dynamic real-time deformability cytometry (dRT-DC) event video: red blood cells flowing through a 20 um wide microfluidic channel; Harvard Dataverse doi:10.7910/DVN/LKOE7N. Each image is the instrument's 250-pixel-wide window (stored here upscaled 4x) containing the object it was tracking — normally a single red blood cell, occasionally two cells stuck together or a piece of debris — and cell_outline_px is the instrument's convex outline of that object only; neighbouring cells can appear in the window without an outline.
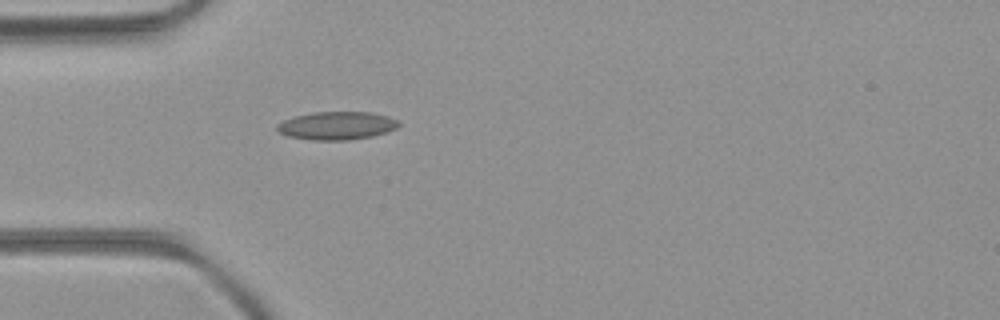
{"species": "common noctule bat (a hibernating species)", "species_latin": "Nyctalus noctula", "temperature_condition": "room temperature", "stored_images_in_passage": 37, "camera_frame_rate_fps": 3000, "um_per_image_px": 0.085, "animal": {"sex": "female", "body_mass_g": 21.9}, "frame": {"image": 1, "passage_image": 1, "time_ms": 0.0, "image_size_px": [1000, 320], "cell_outline_px": [[400, 124], [396, 128], [372, 136], [348, 140], [312, 140], [288, 136], [280, 132], [276, 128], [276, 124], [284, 120], [296, 116], [312, 112], [372, 112], [388, 116], [396, 120]], "centroid_in_image_um": [28.61, 10.67], "position_along_channel_um": 56.4, "area_um2": 19.77}}
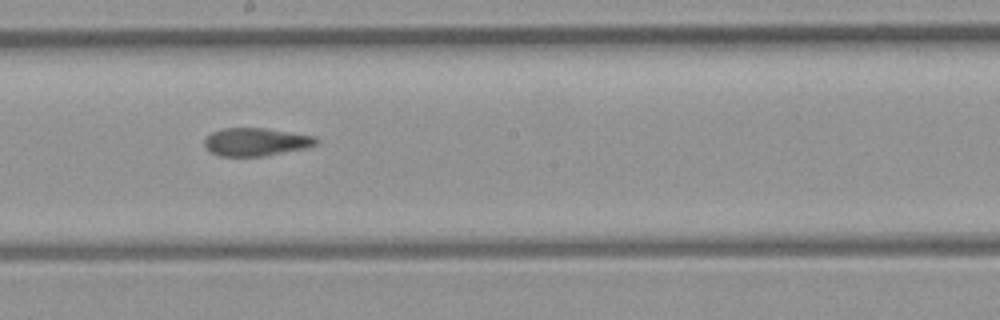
{"frame": {"image": 2, "passage_image": 14, "time_ms": 4.333, "image_size_px": [1000, 320], "cell_outline_px": [[320, 140], [316, 144], [304, 148], [264, 156], [220, 156], [212, 152], [204, 144], [204, 140], [212, 132], [224, 128], [264, 128], [316, 136]], "centroid_in_image_um": [21.77, 12.05], "position_along_channel_um": 226.4, "area_um2": 18.03}}
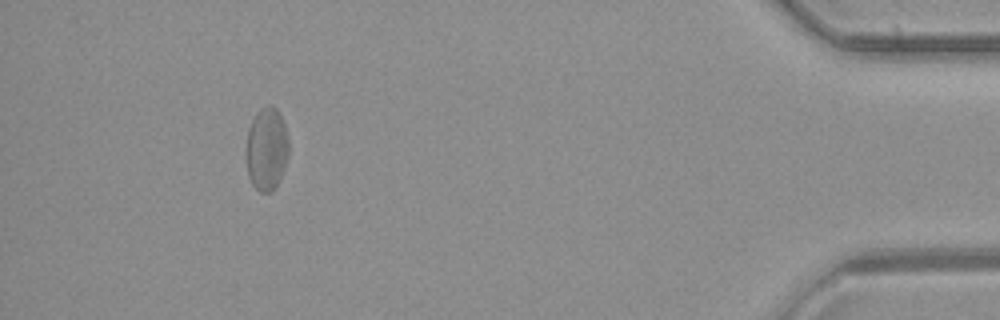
{"frame": {"image": 3, "passage_image": 33, "time_ms": 10.667, "image_size_px": [1000, 320], "cell_outline_px": [[288, 156], [276, 188], [268, 192], [260, 192], [252, 184], [248, 176], [248, 128], [256, 112], [260, 108], [268, 104], [272, 104], [276, 108], [284, 124], [288, 136]], "centroid_in_image_um": [22.68, 12.64], "position_along_channel_um": 412.5, "area_um2": 20.29}, "authors_computed_cell_mechanics": {"area_um2": 19.1896, "velocity_mm_per_s": 4.0261, "shape_relaxation_time_tau1_ms": null, "shape_relaxation_time_tau2_ms": 2.5279, "deformation_change_tau1": null, "deformation_change_tau2": 0.0944}}